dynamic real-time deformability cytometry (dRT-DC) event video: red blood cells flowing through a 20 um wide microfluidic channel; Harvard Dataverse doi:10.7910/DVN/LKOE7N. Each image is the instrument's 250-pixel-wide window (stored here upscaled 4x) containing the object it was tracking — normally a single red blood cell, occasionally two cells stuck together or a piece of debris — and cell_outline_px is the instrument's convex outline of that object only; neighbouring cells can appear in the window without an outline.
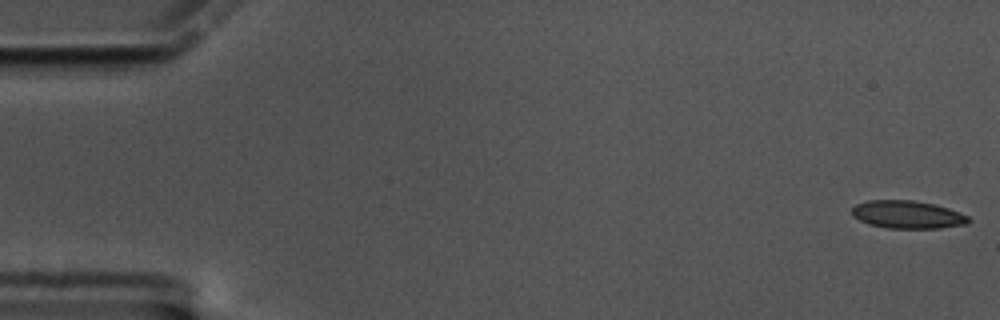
{"species": "common noctule bat (a hibernating species)", "species_latin": "Nyctalus noctula", "temperature_condition": "cold", "stored_images_in_passage": 59, "camera_frame_rate_fps": 3000, "um_per_image_px": 0.085, "animal": {"sex": "male", "body_mass_g": 17.5, "forearm_length_mm": 52.3}, "frame": {"image": 1, "passage_image": 1, "time_ms": 0.0, "image_size_px": [1000, 320], "cell_outline_px": [[972, 220], [968, 224], [940, 228], [888, 228], [868, 224], [852, 216], [852, 208], [856, 204], [868, 200], [912, 200], [936, 204], [948, 208], [968, 216]], "centroid_in_image_um": [77.15, 18.24], "position_along_channel_um": 7.9, "area_um2": 19.02}}
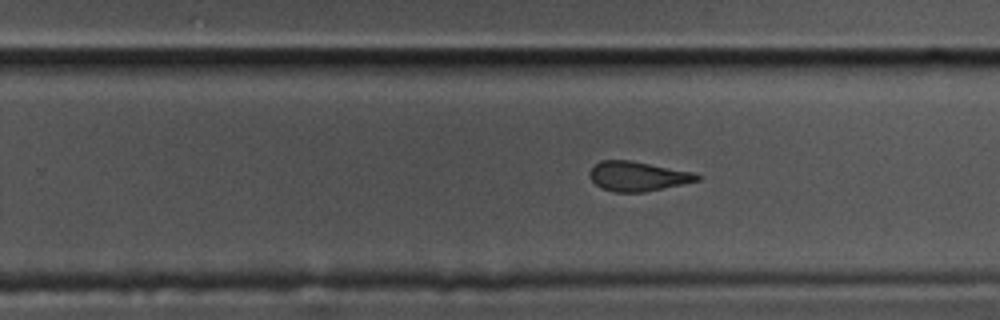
{"frame": {"image": 2, "passage_image": 37, "time_ms": 12.0, "image_size_px": [1000, 320], "cell_outline_px": [[704, 176], [700, 180], [644, 192], [612, 192], [596, 184], [588, 176], [588, 172], [600, 160], [628, 160], [692, 172]], "centroid_in_image_um": [54.2, 14.98], "position_along_channel_um": 275.6, "area_um2": 18.32}}
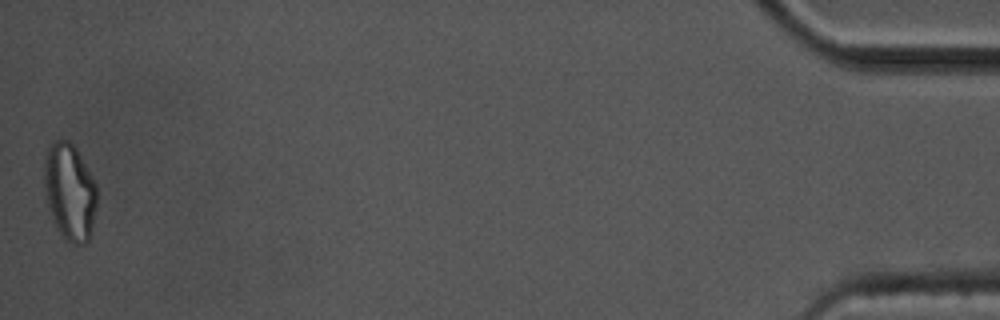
{"frame": {"image": 3, "passage_image": 59, "time_ms": 19.333, "image_size_px": [1000, 320], "cell_outline_px": [[96, 208], [92, 232], [88, 240], [84, 244], [72, 244], [64, 240], [52, 220], [44, 196], [44, 164], [48, 148], [52, 140], [68, 140], [76, 148], [96, 184]], "centroid_in_image_um": [5.91, 16.34], "position_along_channel_um": 429.3, "area_um2": 30.11}, "authors_computed_cell_mechanics": {"area_um2": 19.4208, "velocity_mm_per_s": 3.3796, "shape_relaxation_time_tau1_ms": 7.4709, "shape_relaxation_time_tau2_ms": 2.3012, "deformation_change_tau1": 0.1852, "deformation_change_tau2": 0.1086}}